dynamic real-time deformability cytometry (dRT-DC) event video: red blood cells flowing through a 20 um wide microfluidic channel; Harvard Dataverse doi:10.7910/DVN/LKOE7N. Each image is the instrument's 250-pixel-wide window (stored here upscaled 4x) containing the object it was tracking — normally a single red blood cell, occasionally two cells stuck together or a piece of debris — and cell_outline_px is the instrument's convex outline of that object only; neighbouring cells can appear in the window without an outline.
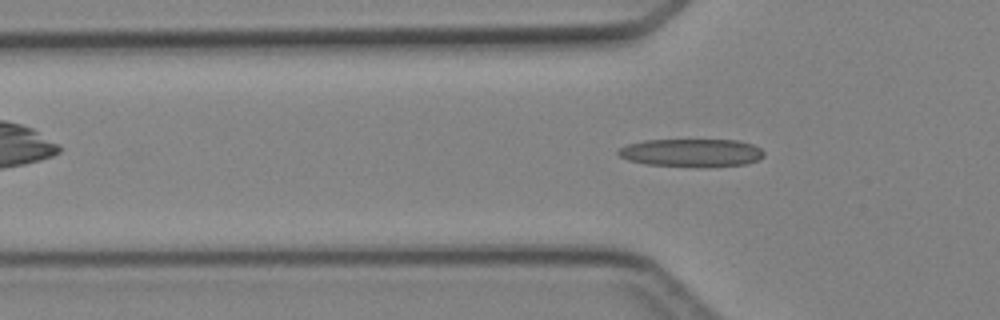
{"species": "Egyptian fruit bat (a non-hibernating species)", "species_latin": "Rousettus aegyptiacus", "temperature_condition": "cold", "stored_images_in_passage": 4, "camera_frame_rate_fps": 3000, "um_per_image_px": 0.085, "animal": {"sex": "female"}, "frame": {"image": 1, "passage_image": 4, "time_ms": 3.667, "image_size_px": [1000, 320], "cell_outline_px": [[764, 156], [760, 160], [744, 164], [708, 168], [700, 168], [644, 164], [628, 160], [620, 156], [616, 152], [620, 148], [628, 144], [644, 140], [736, 140], [752, 144], [760, 148], [764, 152]], "centroid_in_image_um": [58.8, 13.01], "position_along_channel_um": 67.0, "area_um2": 24.22}}